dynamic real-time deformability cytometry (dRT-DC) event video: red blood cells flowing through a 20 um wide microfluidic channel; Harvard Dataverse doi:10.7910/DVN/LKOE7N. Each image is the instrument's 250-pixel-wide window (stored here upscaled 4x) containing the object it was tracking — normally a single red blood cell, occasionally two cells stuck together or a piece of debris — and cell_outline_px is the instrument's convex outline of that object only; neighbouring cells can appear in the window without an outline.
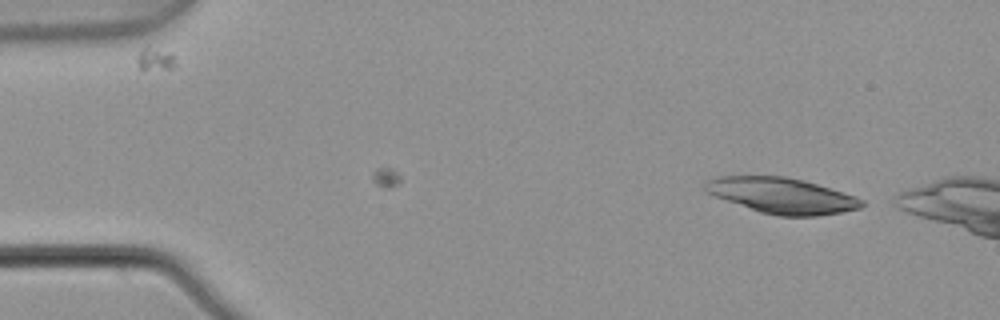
{"species": "common noctule bat (a hibernating species)", "species_latin": "Nyctalus noctula", "temperature_condition": "warm", "stored_images_in_passage": 4, "camera_frame_rate_fps": 3000, "um_per_image_px": 0.085, "animal": {"sex": "male", "body_mass_g": 21.5, "forearm_length_mm": 52.0}, "frame": {"image": 1, "passage_image": 4, "time_ms": 1.0, "image_size_px": [1000, 320], "cell_outline_px": [[864, 204], [860, 208], [840, 212], [816, 216], [776, 216], [760, 212], [704, 192], [704, 184], [708, 180], [720, 176], [784, 176], [804, 180], [856, 196], [864, 200]], "centroid_in_image_um": [66.46, 16.62], "position_along_channel_um": 18.5, "area_um2": 32.43}}